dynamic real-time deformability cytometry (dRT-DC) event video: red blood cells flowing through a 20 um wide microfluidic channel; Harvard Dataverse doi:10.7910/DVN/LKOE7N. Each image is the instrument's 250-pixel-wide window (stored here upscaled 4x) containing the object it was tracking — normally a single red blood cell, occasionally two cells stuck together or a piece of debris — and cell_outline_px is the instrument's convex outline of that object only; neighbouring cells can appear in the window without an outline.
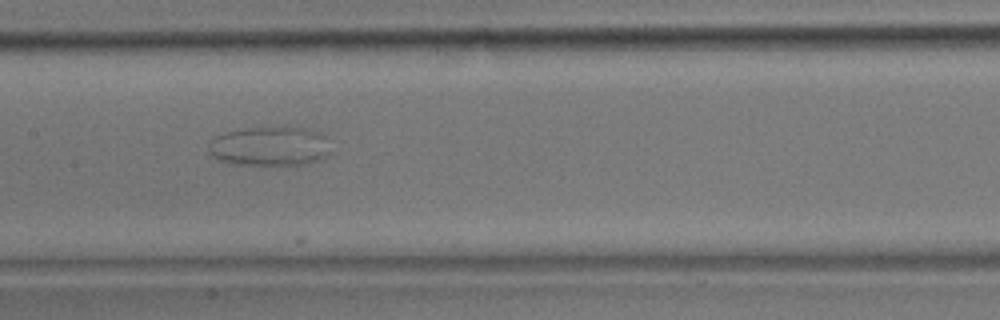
{"species": "common noctule bat (a hibernating species)", "species_latin": "Nyctalus noctula", "temperature_condition": "room temperature", "stored_images_in_passage": 13, "camera_frame_rate_fps": 3000, "um_per_image_px": 0.085, "animal": {"sex": "male", "body_mass_g": 17.9}, "frame": {"image": 1, "passage_image": 6, "time_ms": 6.667, "image_size_px": [1000, 320], "cell_outline_px": [[332, 152], [328, 156], [320, 160], [308, 164], [228, 164], [212, 156], [208, 148], [208, 140], [212, 136], [224, 132], [244, 128], [284, 124], [308, 128], [324, 136]], "centroid_in_image_um": [22.92, 12.38], "position_along_channel_um": 184.5, "area_um2": 29.07}}